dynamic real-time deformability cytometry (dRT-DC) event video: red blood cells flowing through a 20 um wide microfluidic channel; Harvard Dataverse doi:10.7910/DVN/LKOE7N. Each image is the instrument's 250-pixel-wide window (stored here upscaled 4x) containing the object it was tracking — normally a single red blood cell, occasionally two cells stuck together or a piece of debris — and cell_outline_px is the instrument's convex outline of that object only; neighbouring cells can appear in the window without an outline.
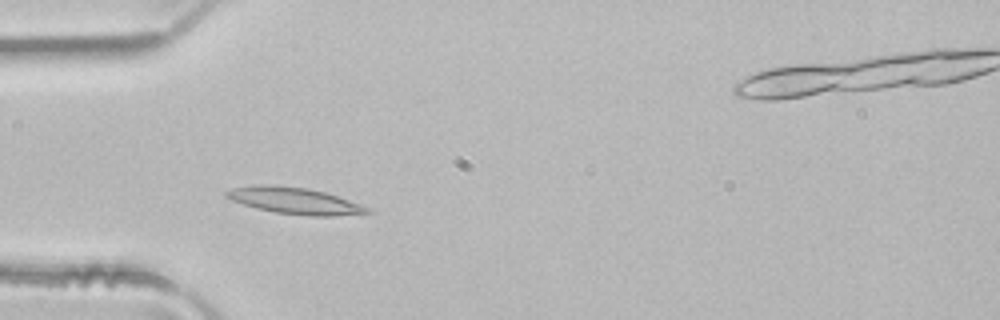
{"species": "common noctule bat (a hibernating species)", "species_latin": "Nyctalus noctula", "temperature_condition": "room temperature", "stored_images_in_passage": 4, "camera_frame_rate_fps": 3000, "um_per_image_px": 0.085, "animal": {"sex": "male", "body_mass_g": 21.5, "forearm_length_mm": 52.0}, "frame": {"image": 1, "passage_image": 3, "time_ms": 0.667, "image_size_px": [1000, 320], "cell_outline_px": [[376, 212], [336, 216], [308, 216], [276, 212], [256, 208], [232, 200], [224, 196], [224, 192], [232, 188], [260, 184], [272, 184], [308, 188], [324, 192], [360, 204]], "centroid_in_image_um": [25.04, 17.06], "position_along_channel_um": 60.0, "area_um2": 21.73}}
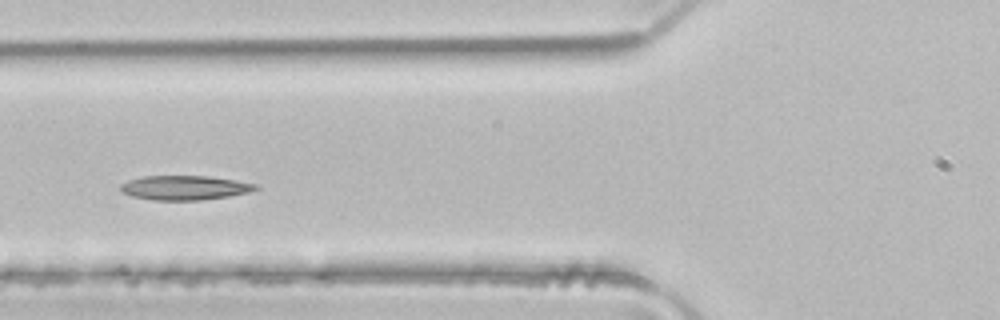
{"frame": {"image": 2, "passage_image": 4, "time_ms": 1.0, "image_size_px": [1000, 320], "cell_outline_px": [[260, 188], [248, 192], [228, 196], [200, 200], [152, 200], [132, 196], [120, 192], [120, 184], [128, 180], [144, 176], [208, 176], [256, 184]], "centroid_in_image_um": [15.64, 15.96], "position_along_channel_um": 110.2, "area_um2": 19.07}}